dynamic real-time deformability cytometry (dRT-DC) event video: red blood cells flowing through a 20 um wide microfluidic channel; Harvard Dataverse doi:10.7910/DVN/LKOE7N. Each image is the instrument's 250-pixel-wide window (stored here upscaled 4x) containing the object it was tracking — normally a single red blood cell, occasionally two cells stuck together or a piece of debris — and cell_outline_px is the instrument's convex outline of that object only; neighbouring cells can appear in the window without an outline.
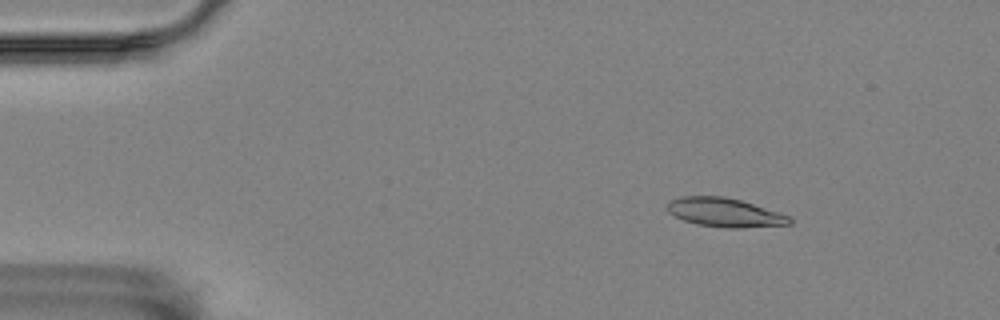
{"species": "Egyptian fruit bat (a non-hibernating species)", "species_latin": "Rousettus aegyptiacus", "temperature_condition": "room temperature", "stored_images_in_passage": 7, "camera_frame_rate_fps": 3000, "um_per_image_px": 0.085, "animal": {"sex": "female"}, "frame": {"image": 1, "passage_image": 2, "time_ms": 0.333, "image_size_px": [1000, 320], "cell_outline_px": [[792, 224], [740, 228], [724, 228], [696, 224], [684, 220], [668, 212], [668, 200], [680, 196], [724, 196], [740, 200], [788, 216], [792, 220]], "centroid_in_image_um": [61.55, 18.06], "position_along_channel_um": 23.4, "area_um2": 20.4}}
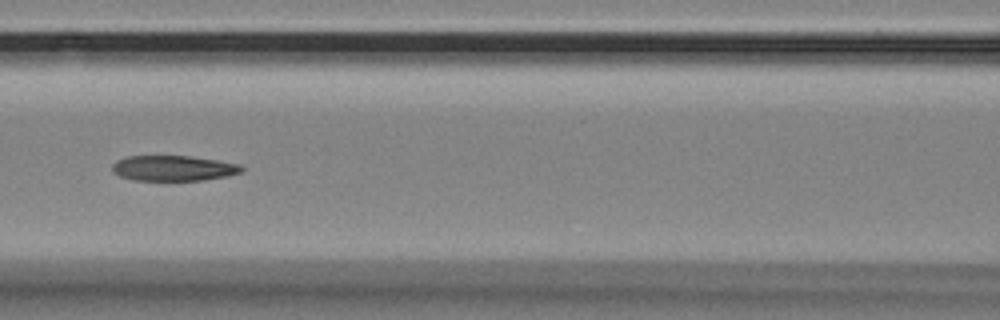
{"frame": {"image": 2, "passage_image": 7, "time_ms": 2.0, "image_size_px": [1000, 320], "cell_outline_px": [[244, 168], [240, 172], [228, 176], [204, 180], [132, 180], [120, 176], [112, 172], [112, 164], [116, 160], [128, 156], [188, 156], [216, 160], [240, 164]], "centroid_in_image_um": [14.71, 14.3], "position_along_channel_um": 151.9, "area_um2": 19.13}}